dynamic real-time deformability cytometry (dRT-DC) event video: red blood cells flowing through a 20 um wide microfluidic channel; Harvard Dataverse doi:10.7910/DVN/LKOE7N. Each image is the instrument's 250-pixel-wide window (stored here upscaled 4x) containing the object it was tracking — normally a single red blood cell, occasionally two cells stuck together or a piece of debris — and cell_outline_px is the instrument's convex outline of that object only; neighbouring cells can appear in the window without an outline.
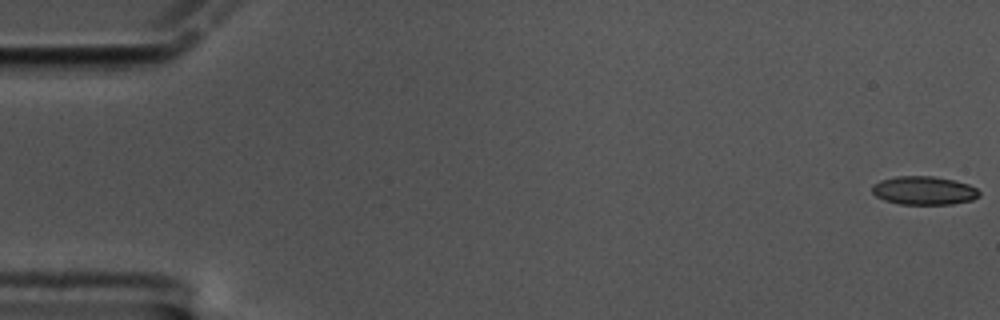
{"species": "common noctule bat (a hibernating species)", "species_latin": "Nyctalus noctula", "temperature_condition": "cold", "stored_images_in_passage": 59, "camera_frame_rate_fps": 3000, "um_per_image_px": 0.085, "animal": {"sex": "male", "body_mass_g": 17.5, "forearm_length_mm": 52.3}, "frame": {"image": 1, "passage_image": 1, "time_ms": 0.0, "image_size_px": [1000, 320], "cell_outline_px": [[980, 196], [972, 200], [952, 204], [900, 204], [884, 200], [876, 196], [872, 192], [872, 184], [880, 180], [896, 176], [932, 176], [952, 180], [968, 184], [976, 188], [980, 192]], "centroid_in_image_um": [78.52, 16.19], "position_along_channel_um": 6.5, "area_um2": 17.8}}
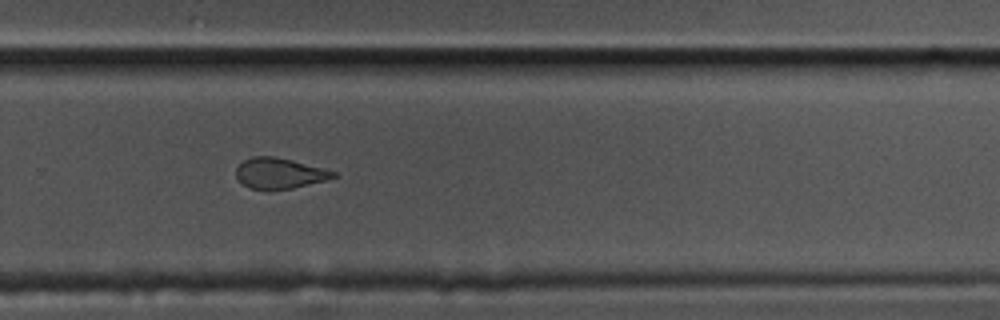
{"frame": {"image": 2, "passage_image": 41, "time_ms": 13.333, "image_size_px": [1000, 320], "cell_outline_px": [[336, 176], [324, 180], [292, 188], [248, 188], [236, 176], [236, 168], [244, 160], [252, 156], [276, 156], [292, 160], [336, 172]], "centroid_in_image_um": [23.72, 14.7], "position_along_channel_um": 306.1, "area_um2": 16.82}}
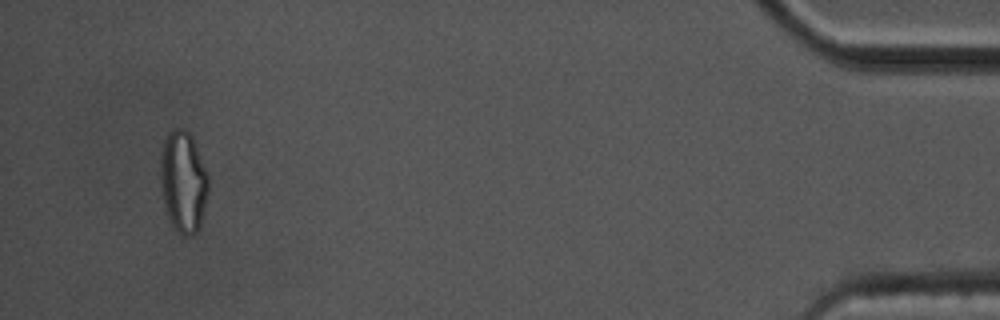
{"frame": {"image": 3, "passage_image": 58, "time_ms": 19.0, "image_size_px": [1000, 320], "cell_outline_px": [[208, 192], [200, 228], [192, 236], [184, 236], [172, 224], [168, 216], [164, 204], [160, 188], [160, 152], [164, 136], [172, 128], [184, 128], [192, 136], [208, 176]], "centroid_in_image_um": [15.55, 15.41], "position_along_channel_um": 419.6, "area_um2": 28.67}}